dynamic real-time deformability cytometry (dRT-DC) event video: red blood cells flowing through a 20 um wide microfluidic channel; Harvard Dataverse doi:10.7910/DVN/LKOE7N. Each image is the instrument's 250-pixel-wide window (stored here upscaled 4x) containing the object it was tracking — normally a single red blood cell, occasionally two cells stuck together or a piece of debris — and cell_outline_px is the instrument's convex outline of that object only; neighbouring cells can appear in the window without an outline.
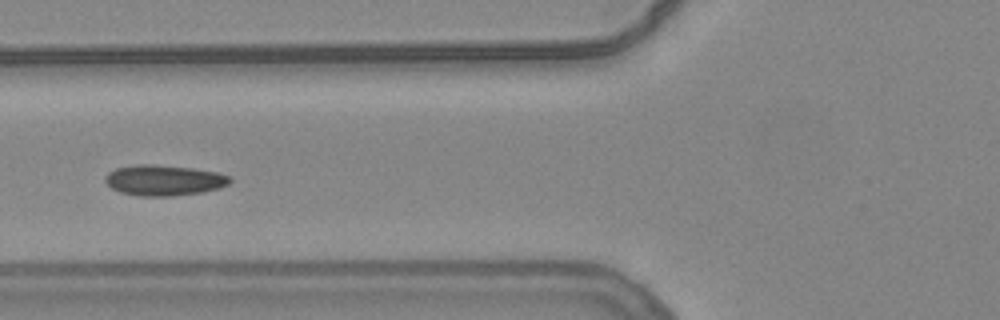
{"species": "common noctule bat (a hibernating species)", "species_latin": "Nyctalus noctula", "temperature_condition": "warm", "stored_images_in_passage": 30, "camera_frame_rate_fps": 3000, "um_per_image_px": 0.085, "animal": {"sex": "female", "body_mass_g": 24.6, "forearm_length_mm": 56.2}, "frame": {"image": 1, "passage_image": 22, "time_ms": 7.0, "image_size_px": [1000, 320], "cell_outline_px": [[232, 180], [228, 184], [220, 188], [204, 192], [172, 196], [140, 196], [120, 192], [112, 188], [104, 180], [104, 176], [108, 172], [116, 168], [136, 164], [152, 164], [192, 168], [220, 172], [228, 176]], "centroid_in_image_um": [13.94, 15.32], "position_along_channel_um": 111.9, "area_um2": 22.43}}